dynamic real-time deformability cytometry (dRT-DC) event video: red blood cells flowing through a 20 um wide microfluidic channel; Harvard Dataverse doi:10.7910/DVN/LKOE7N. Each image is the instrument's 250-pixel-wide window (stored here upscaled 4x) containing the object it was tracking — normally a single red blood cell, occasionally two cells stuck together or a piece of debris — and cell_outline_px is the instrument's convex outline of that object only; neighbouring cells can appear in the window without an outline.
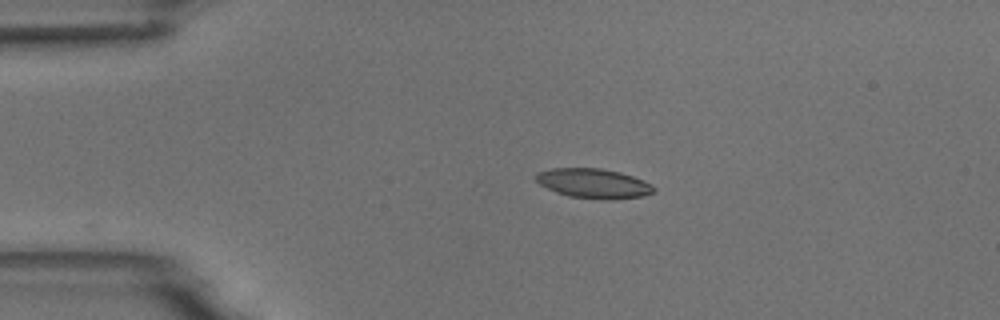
{"species": "common noctule bat (a hibernating species)", "species_latin": "Nyctalus noctula", "temperature_condition": "room temperature", "stored_images_in_passage": 4, "camera_frame_rate_fps": 3000, "um_per_image_px": 0.085, "animal": {"sex": "male", "body_mass_g": 18.8}, "frame": {"image": 1, "passage_image": 3, "time_ms": 3.333, "image_size_px": [1000, 320], "cell_outline_px": [[656, 192], [644, 196], [612, 200], [604, 200], [568, 196], [556, 192], [540, 184], [532, 176], [536, 172], [552, 168], [600, 168], [620, 172], [644, 180], [652, 184], [656, 188]], "centroid_in_image_um": [50.47, 15.59], "position_along_channel_um": 34.5, "area_um2": 20.69}}